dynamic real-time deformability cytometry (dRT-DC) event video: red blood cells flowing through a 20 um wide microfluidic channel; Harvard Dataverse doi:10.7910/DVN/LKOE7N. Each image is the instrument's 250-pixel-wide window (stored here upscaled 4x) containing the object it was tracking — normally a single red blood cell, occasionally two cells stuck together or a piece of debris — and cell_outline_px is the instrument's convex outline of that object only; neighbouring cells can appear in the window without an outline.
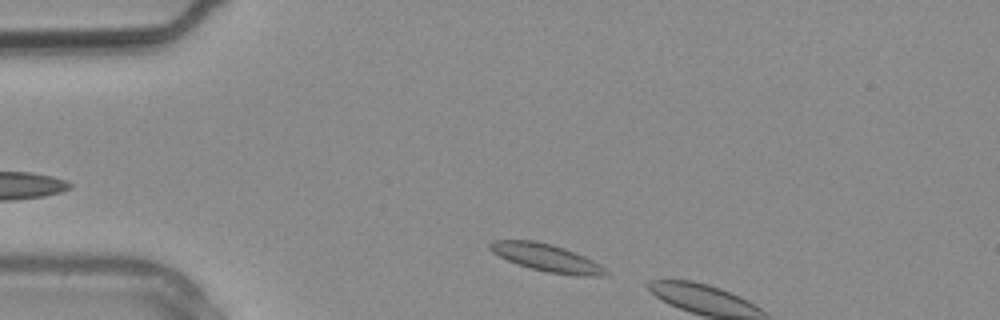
{"species": "common noctule bat (a hibernating species)", "species_latin": "Nyctalus noctula", "temperature_condition": "warm", "stored_images_in_passage": 2, "camera_frame_rate_fps": 3000, "um_per_image_px": 0.085, "animal": {"sex": "male", "body_mass_g": 20.4}, "frame": {"image": 1, "passage_image": 1, "time_ms": 0.0, "image_size_px": [1000, 320], "cell_outline_px": [[608, 272], [604, 276], [584, 276], [548, 272], [532, 268], [508, 260], [492, 252], [488, 248], [488, 244], [492, 240], [536, 240], [552, 244], [576, 252], [600, 264]], "centroid_in_image_um": [46.45, 21.89], "position_along_channel_um": 38.5, "area_um2": 18.38}}